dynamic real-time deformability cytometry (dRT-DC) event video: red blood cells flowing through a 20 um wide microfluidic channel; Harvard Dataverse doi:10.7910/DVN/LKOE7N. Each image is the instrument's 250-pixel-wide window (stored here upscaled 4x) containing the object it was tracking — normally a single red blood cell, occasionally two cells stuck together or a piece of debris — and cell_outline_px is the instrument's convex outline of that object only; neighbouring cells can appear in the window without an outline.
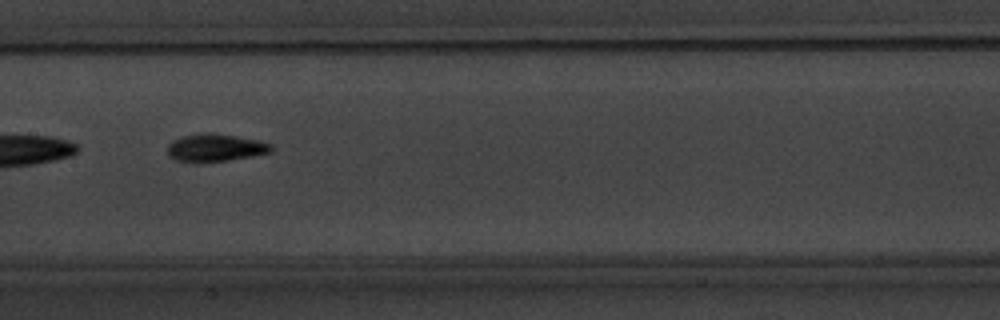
{"species": "common noctule bat (a hibernating species)", "species_latin": "Nyctalus noctula", "temperature_condition": "warm", "stored_images_in_passage": 12, "camera_frame_rate_fps": 3000, "um_per_image_px": 0.085, "animal": {"sex": "male", "body_mass_g": 20.1, "forearm_length_mm": 53.5}, "frame": {"image": 1, "passage_image": 4, "time_ms": 3.333, "image_size_px": [1000, 320], "cell_outline_px": [[272, 152], [252, 156], [228, 160], [200, 164], [196, 164], [176, 160], [168, 156], [168, 144], [172, 140], [184, 136], [204, 132], [208, 132], [236, 136], [256, 140], [272, 144]], "centroid_in_image_um": [18.26, 12.58], "position_along_channel_um": 189.1, "area_um2": 16.99}}
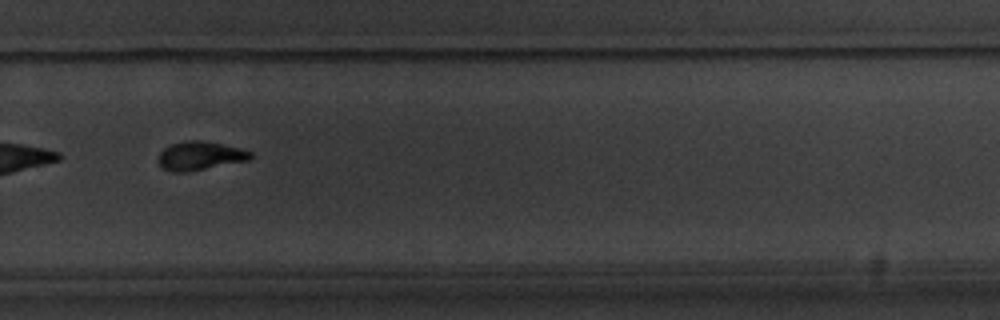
{"frame": {"image": 2, "passage_image": 7, "time_ms": 7.0, "image_size_px": [1000, 320], "cell_outline_px": [[252, 156], [248, 160], [188, 172], [172, 172], [164, 168], [160, 164], [160, 152], [164, 148], [172, 144], [184, 140], [200, 140], [240, 148], [252, 152]], "centroid_in_image_um": [17.0, 13.24], "position_along_channel_um": 312.8, "area_um2": 15.14}}
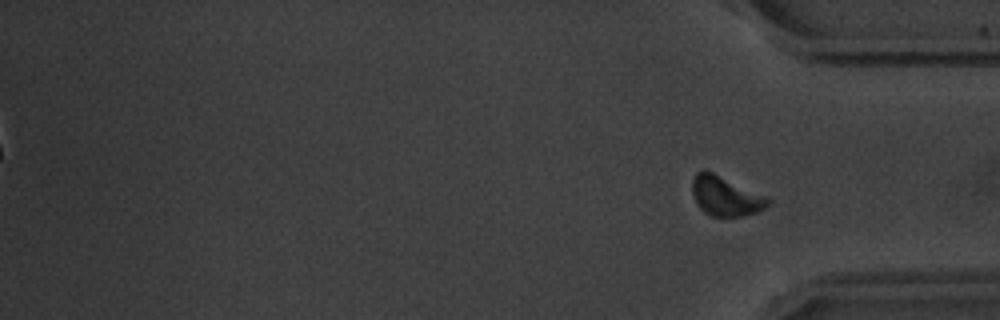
{"frame": {"image": 3, "passage_image": 12, "time_ms": 13.667, "image_size_px": [1000, 320], "cell_outline_px": [[772, 204], [756, 212], [744, 216], [712, 216], [704, 212], [696, 204], [692, 192], [692, 180], [696, 172], [704, 168], [768, 196], [772, 200]], "centroid_in_image_um": [61.69, 16.65], "position_along_channel_um": 373.5, "area_um2": 17.86}}